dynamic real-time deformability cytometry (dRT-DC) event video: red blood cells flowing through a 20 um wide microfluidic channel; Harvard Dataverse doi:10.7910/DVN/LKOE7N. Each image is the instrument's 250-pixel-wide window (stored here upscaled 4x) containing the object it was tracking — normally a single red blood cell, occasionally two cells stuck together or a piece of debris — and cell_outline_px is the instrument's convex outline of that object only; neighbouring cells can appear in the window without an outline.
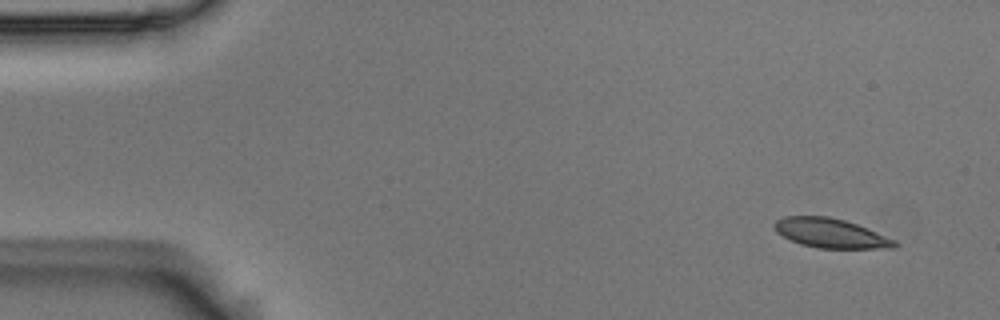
{"species": "Egyptian fruit bat (a non-hibernating species)", "species_latin": "Rousettus aegyptiacus", "temperature_condition": "room temperature", "stored_images_in_passage": 15, "camera_frame_rate_fps": 3000, "um_per_image_px": 0.085, "animal": {"sex": "male"}, "frame": {"image": 1, "passage_image": 1, "time_ms": 0.0, "image_size_px": [1000, 320], "cell_outline_px": [[900, 244], [896, 248], [816, 248], [800, 244], [776, 232], [772, 224], [776, 220], [784, 216], [828, 216], [844, 220], [868, 228], [896, 240]], "centroid_in_image_um": [70.62, 19.82], "position_along_channel_um": 14.4, "area_um2": 20.69}}
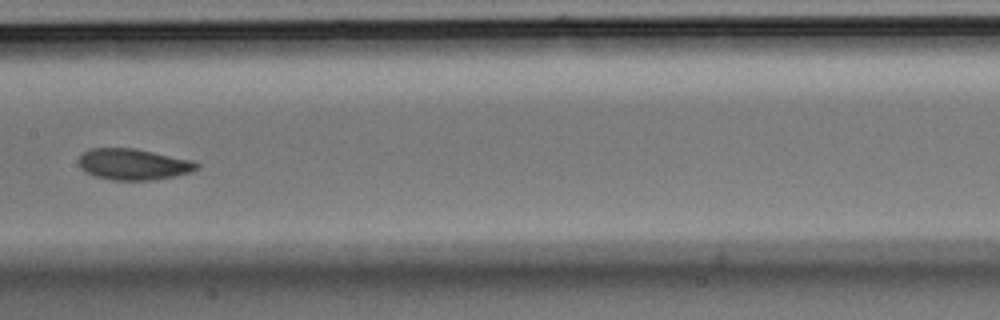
{"frame": {"image": 2, "passage_image": 7, "time_ms": 2.0, "image_size_px": [1000, 320], "cell_outline_px": [[200, 168], [192, 172], [176, 176], [156, 180], [112, 180], [96, 176], [84, 172], [80, 168], [80, 156], [84, 152], [92, 148], [136, 148], [192, 160], [200, 164]], "centroid_in_image_um": [11.39, 13.97], "position_along_channel_um": 196.0, "area_um2": 21.62}}
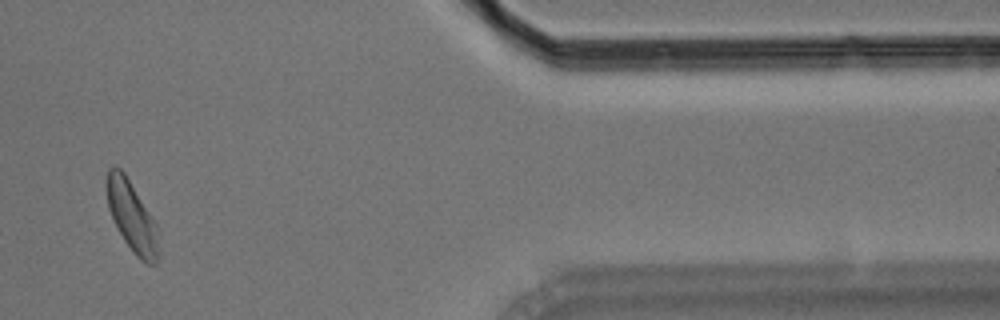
{"frame": {"image": 3, "passage_image": 12, "time_ms": 3.667, "image_size_px": [1000, 320], "cell_outline_px": [[156, 264], [148, 264], [140, 260], [136, 256], [124, 240], [108, 208], [108, 168], [112, 164], [120, 168], [124, 172], [156, 224]], "centroid_in_image_um": [11.18, 18.38], "position_along_channel_um": 400.2, "area_um2": 20.17}}